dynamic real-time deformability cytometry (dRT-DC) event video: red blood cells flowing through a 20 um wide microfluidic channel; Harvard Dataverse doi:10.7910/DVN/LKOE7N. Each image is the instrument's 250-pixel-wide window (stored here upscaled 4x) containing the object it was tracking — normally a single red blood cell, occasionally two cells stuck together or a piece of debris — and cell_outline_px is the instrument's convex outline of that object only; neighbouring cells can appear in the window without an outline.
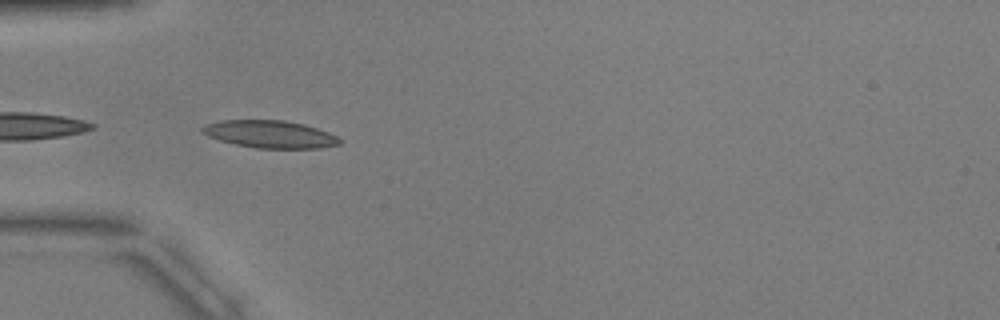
{"species": "common noctule bat (a hibernating species)", "species_latin": "Nyctalus noctula", "temperature_condition": "warm", "stored_images_in_passage": 6, "camera_frame_rate_fps": 3000, "um_per_image_px": 0.085, "animal": {"sex": "male", "body_mass_g": 17.9, "forearm_length_mm": 54.2}, "frame": {"image": 1, "passage_image": 5, "time_ms": 5.667, "image_size_px": [1000, 320], "cell_outline_px": [[344, 140], [340, 144], [320, 148], [256, 148], [236, 144], [220, 140], [208, 136], [200, 132], [200, 128], [204, 124], [220, 120], [284, 120], [304, 124], [328, 132]], "centroid_in_image_um": [22.93, 11.4], "position_along_channel_um": 62.1, "area_um2": 22.08}}